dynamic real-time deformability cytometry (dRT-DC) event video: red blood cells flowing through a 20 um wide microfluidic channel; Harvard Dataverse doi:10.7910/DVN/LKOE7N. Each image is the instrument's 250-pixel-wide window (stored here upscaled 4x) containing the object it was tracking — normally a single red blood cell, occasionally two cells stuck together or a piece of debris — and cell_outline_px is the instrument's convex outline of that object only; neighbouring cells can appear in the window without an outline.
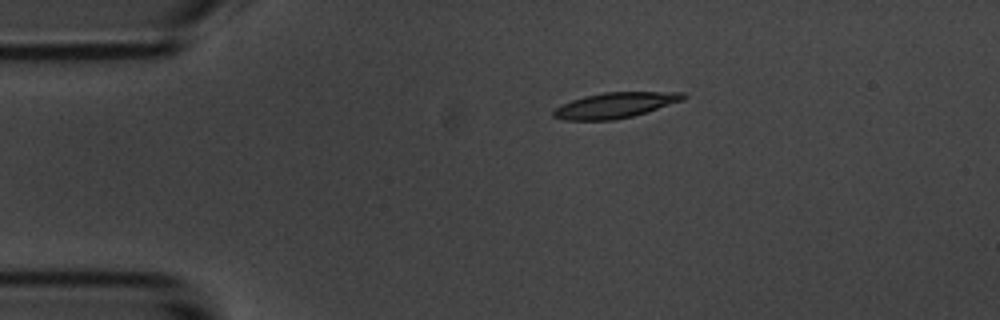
{"species": "common noctule bat (a hibernating species)", "species_latin": "Nyctalus noctula", "temperature_condition": "room temperature", "stored_images_in_passage": 2, "camera_frame_rate_fps": 3000, "um_per_image_px": 0.085, "animal": {"sex": "male", "body_mass_g": 20.1, "forearm_length_mm": 53.5}, "frame": {"image": 1, "passage_image": 2, "time_ms": 1.333, "image_size_px": [1000, 320], "cell_outline_px": [[688, 96], [684, 100], [632, 116], [616, 120], [564, 120], [552, 116], [552, 112], [556, 108], [572, 100], [584, 96], [604, 92], [684, 92]], "centroid_in_image_um": [52.3, 8.94], "position_along_channel_um": 32.7, "area_um2": 19.19}}